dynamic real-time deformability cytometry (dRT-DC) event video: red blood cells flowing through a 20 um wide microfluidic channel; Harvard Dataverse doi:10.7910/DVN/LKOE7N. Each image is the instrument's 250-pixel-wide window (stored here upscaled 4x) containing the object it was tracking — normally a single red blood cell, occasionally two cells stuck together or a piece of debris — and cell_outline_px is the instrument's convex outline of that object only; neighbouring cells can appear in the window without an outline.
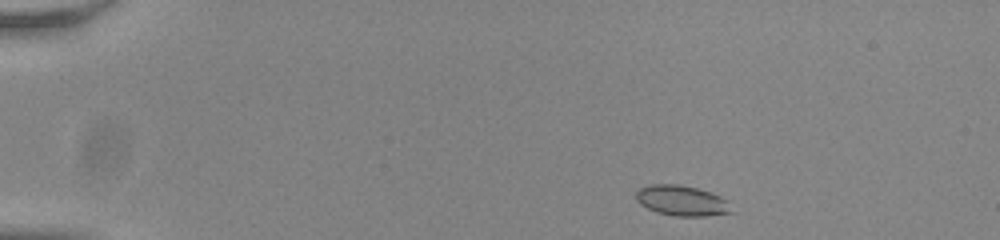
{"species": "common noctule bat (a hibernating species)", "species_latin": "Nyctalus noctula", "temperature_condition": "room temperature", "stored_images_in_passage": 47, "camera_frame_rate_fps": 3000, "um_per_image_px": 0.085, "animal": {"sex": "male", "body_mass_g": 20.0, "forearm_length_mm": 53.3}, "frame": {"image": 1, "passage_image": 1, "time_ms": 0.0, "image_size_px": [1000, 240], "cell_outline_px": [[736, 212], [708, 216], [676, 216], [656, 212], [640, 204], [636, 200], [636, 192], [640, 188], [652, 184], [680, 184], [696, 188], [720, 196], [728, 200]], "centroid_in_image_um": [58.0, 17.06], "position_along_channel_um": 27.0, "area_um2": 17.05}}
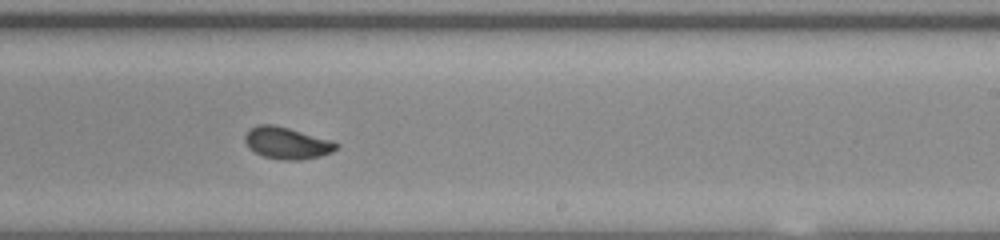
{"frame": {"image": 2, "passage_image": 27, "time_ms": 8.667, "image_size_px": [1000, 240], "cell_outline_px": [[340, 144], [332, 152], [320, 156], [300, 160], [284, 160], [264, 156], [248, 148], [244, 140], [244, 136], [252, 128], [260, 124], [272, 124], [288, 128], [332, 140]], "centroid_in_image_um": [24.4, 12.16], "position_along_channel_um": 264.6, "area_um2": 16.76}}
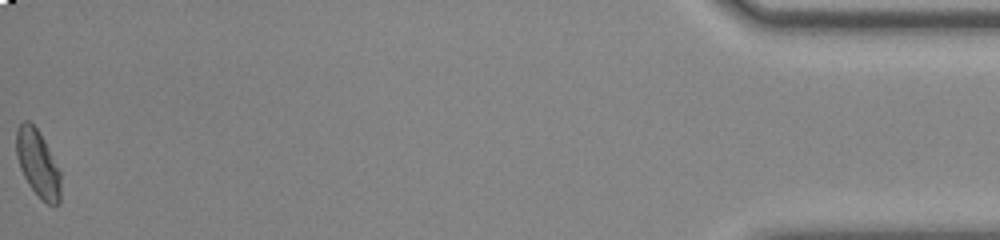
{"frame": {"image": 3, "passage_image": 47, "time_ms": 15.333, "image_size_px": [1000, 240], "cell_outline_px": [[60, 204], [48, 204], [28, 184], [20, 168], [16, 156], [16, 128], [24, 120], [28, 120], [36, 128], [44, 140], [60, 172]], "centroid_in_image_um": [3.19, 13.87], "position_along_channel_um": 432.0, "area_um2": 16.99}, "authors_computed_cell_mechanics": {"area_um2": 16.8198, "velocity_mm_per_s": 3.8116, "shape_relaxation_time_tau1_ms": 5.8847, "shape_relaxation_time_tau2_ms": 0.7708, "deformation_change_tau1": 0.1159, "deformation_change_tau2": 0.0407}}